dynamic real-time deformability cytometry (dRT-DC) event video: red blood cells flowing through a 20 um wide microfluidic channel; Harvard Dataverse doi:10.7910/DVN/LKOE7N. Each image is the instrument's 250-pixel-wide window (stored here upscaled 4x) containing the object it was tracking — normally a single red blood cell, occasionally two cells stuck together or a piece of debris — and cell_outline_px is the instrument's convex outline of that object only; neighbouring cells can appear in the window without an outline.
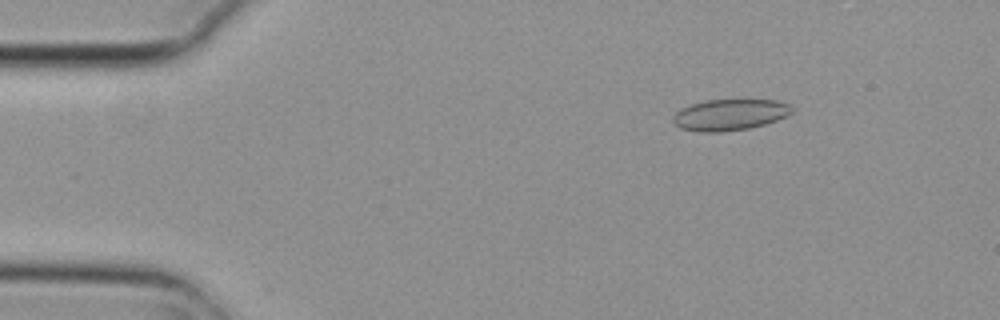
{"species": "common noctule bat (a hibernating species)", "species_latin": "Nyctalus noctula", "temperature_condition": "cold", "stored_images_in_passage": 5, "camera_frame_rate_fps": 3000, "um_per_image_px": 0.085, "animal": {"sex": "female", "body_mass_g": 29.2, "forearm_length_mm": 56.3}, "frame": {"image": 1, "passage_image": 5, "time_ms": 1.333, "image_size_px": [1000, 320], "cell_outline_px": [[792, 112], [788, 116], [764, 124], [748, 128], [724, 132], [700, 132], [680, 128], [672, 120], [672, 116], [676, 112], [692, 104], [708, 100], [776, 100], [788, 104], [792, 108]], "centroid_in_image_um": [62.03, 9.76], "position_along_channel_um": 23.0, "area_um2": 21.44}}